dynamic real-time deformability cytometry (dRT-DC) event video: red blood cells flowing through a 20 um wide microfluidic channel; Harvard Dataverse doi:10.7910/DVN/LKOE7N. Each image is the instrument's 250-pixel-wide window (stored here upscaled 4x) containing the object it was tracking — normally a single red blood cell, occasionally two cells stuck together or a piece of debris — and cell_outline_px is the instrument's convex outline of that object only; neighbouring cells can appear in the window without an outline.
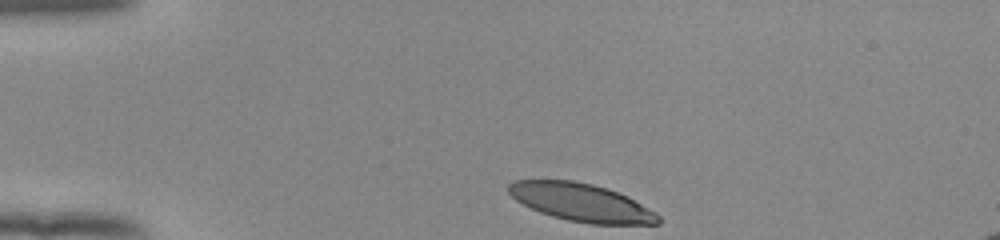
{"species": "human", "species_latin": "Homo sapiens", "temperature_condition": "room temperature", "stored_images_in_passage": 36, "camera_frame_rate_fps": 3000, "um_per_image_px": 0.085, "donor": {"sex": "female"}, "frame": {"image": 1, "passage_image": 1, "time_ms": 0.0, "image_size_px": [1000, 240], "cell_outline_px": [[660, 224], [592, 224], [568, 220], [552, 216], [540, 212], [516, 200], [508, 192], [508, 184], [512, 180], [572, 180], [592, 184], [608, 188], [628, 196], [656, 212], [660, 216]], "centroid_in_image_um": [49.43, 17.2], "position_along_channel_um": 35.6, "area_um2": 33.06}}
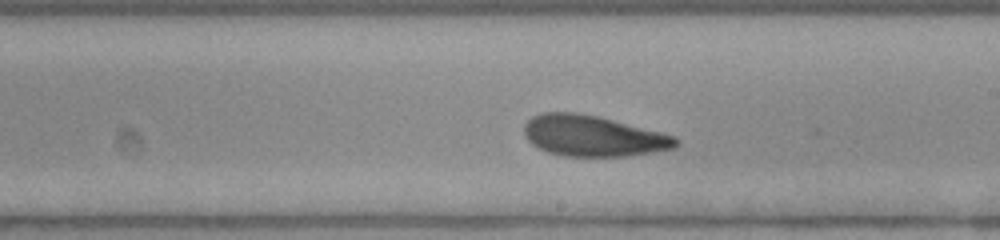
{"frame": {"image": 2, "passage_image": 21, "time_ms": 6.667, "image_size_px": [1000, 240], "cell_outline_px": [[680, 144], [676, 148], [624, 156], [564, 156], [548, 152], [532, 144], [524, 136], [524, 124], [532, 116], [544, 112], [576, 112], [596, 116], [676, 136], [680, 140]], "centroid_in_image_um": [50.39, 11.55], "position_along_channel_um": 238.6, "area_um2": 35.95}}
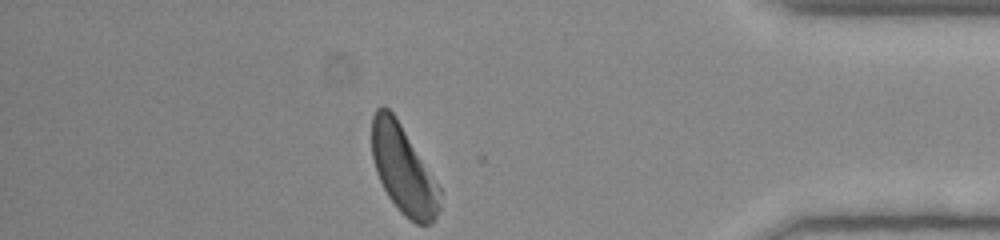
{"frame": {"image": 3, "passage_image": 36, "time_ms": 11.667, "image_size_px": [1000, 240], "cell_outline_px": [[440, 208], [432, 224], [416, 224], [408, 220], [400, 212], [388, 196], [376, 172], [372, 156], [372, 116], [376, 108], [384, 104], [396, 116], [440, 188]], "centroid_in_image_um": [34.27, 14.42], "position_along_channel_um": 400.9, "area_um2": 34.85}, "authors_computed_cell_mechanics": {"area_um2": 36.1828, "velocity_mm_per_s": 3.8678, "shape_relaxation_time_tau1_ms": 2.8912, "shape_relaxation_time_tau2_ms": 3.1057, "deformation_change_tau1": 0.1366, "deformation_change_tau2": 0.1059}}